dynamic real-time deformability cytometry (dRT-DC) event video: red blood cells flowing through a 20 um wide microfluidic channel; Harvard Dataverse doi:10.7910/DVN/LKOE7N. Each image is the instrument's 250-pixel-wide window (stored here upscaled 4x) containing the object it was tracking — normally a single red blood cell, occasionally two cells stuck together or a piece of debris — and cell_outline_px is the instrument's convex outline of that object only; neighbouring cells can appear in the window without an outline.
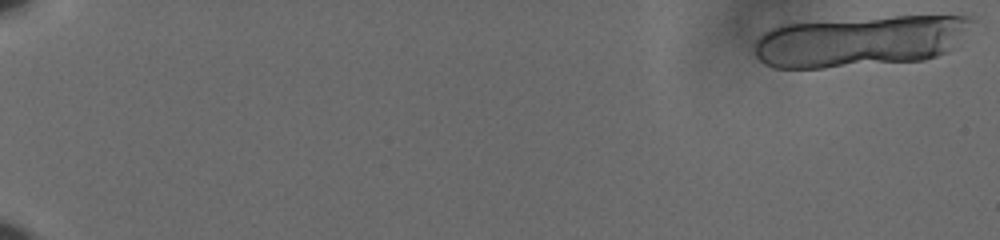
{"species": "human", "species_latin": "Homo sapiens", "temperature_condition": "cold", "stored_images_in_passage": 18, "camera_frame_rate_fps": 3000, "um_per_image_px": 0.085, "donor": {"sex": "male"}, "frame": {"image": 1, "passage_image": 1, "time_ms": 0.0, "image_size_px": [1000, 240], "cell_outline_px": [[972, 20], [956, 48], [948, 52], [924, 60], [824, 68], [772, 68], [764, 64], [756, 56], [756, 40], [764, 32], [780, 24], [896, 16], [972, 16]], "centroid_in_image_um": [73.1, 3.51], "position_along_channel_um": 11.9, "area_um2": 64.74}}